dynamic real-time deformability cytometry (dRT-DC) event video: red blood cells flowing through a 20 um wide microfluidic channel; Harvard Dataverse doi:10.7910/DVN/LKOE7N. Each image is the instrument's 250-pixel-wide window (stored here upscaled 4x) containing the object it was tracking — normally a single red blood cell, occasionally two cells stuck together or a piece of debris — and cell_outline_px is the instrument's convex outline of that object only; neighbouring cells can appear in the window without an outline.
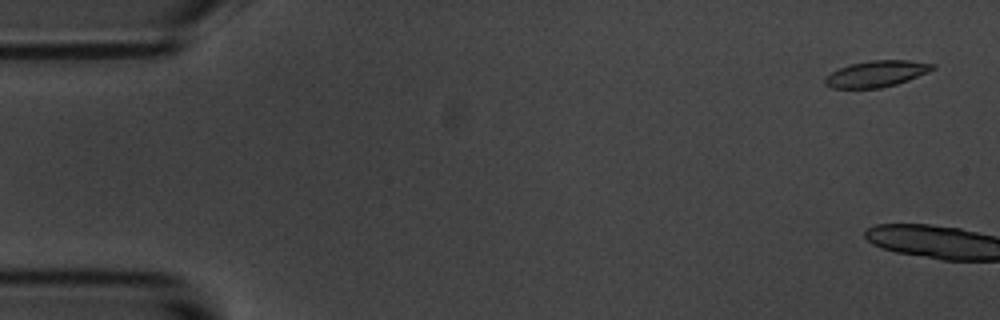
{"species": "common noctule bat (a hibernating species)", "species_latin": "Nyctalus noctula", "temperature_condition": "room temperature", "stored_images_in_passage": 6, "camera_frame_rate_fps": 3000, "um_per_image_px": 0.085, "animal": {"sex": "male", "body_mass_g": 20.1, "forearm_length_mm": 53.5}, "frame": {"image": 1, "passage_image": 1, "time_ms": 0.0, "image_size_px": [1000, 320], "cell_outline_px": [[936, 68], [928, 72], [908, 80], [896, 84], [880, 88], [832, 88], [824, 84], [824, 80], [832, 72], [840, 68], [852, 64], [872, 60], [908, 60], [936, 64]], "centroid_in_image_um": [74.53, 6.27], "position_along_channel_um": 10.5, "area_um2": 16.3}}